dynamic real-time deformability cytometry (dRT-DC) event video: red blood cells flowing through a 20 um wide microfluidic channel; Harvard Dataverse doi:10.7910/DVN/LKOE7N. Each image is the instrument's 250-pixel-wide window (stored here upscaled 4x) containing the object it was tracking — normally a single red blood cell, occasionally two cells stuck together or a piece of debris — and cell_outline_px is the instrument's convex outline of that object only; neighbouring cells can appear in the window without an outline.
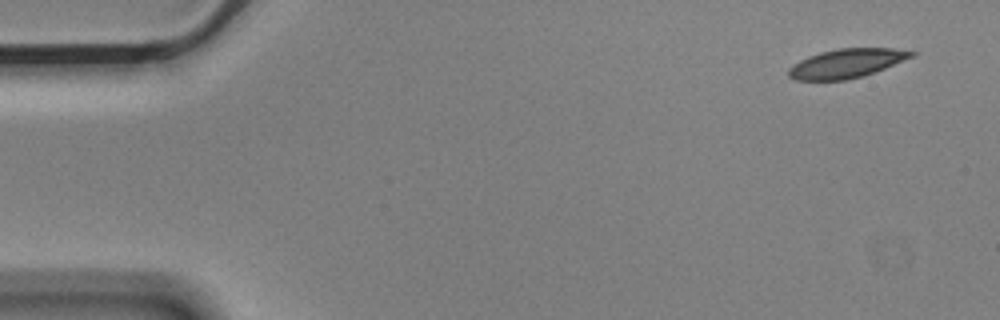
{"species": "Egyptian fruit bat (a non-hibernating species)", "species_latin": "Rousettus aegyptiacus", "temperature_condition": "cold", "stored_images_in_passage": 5, "segment_of_instrument_passage": [1, 2], "camera_frame_rate_fps": 3000, "um_per_image_px": 0.085, "animal": {"sex": "male"}, "frame": {"image": 1, "passage_image": 1, "time_ms": 0.0, "image_size_px": [1000, 320], "cell_outline_px": [[916, 56], [864, 76], [844, 80], [796, 80], [788, 76], [788, 68], [792, 64], [808, 56], [820, 52], [836, 48], [892, 48], [916, 52]], "centroid_in_image_um": [71.96, 5.38], "position_along_channel_um": 13.0, "area_um2": 20.92}}
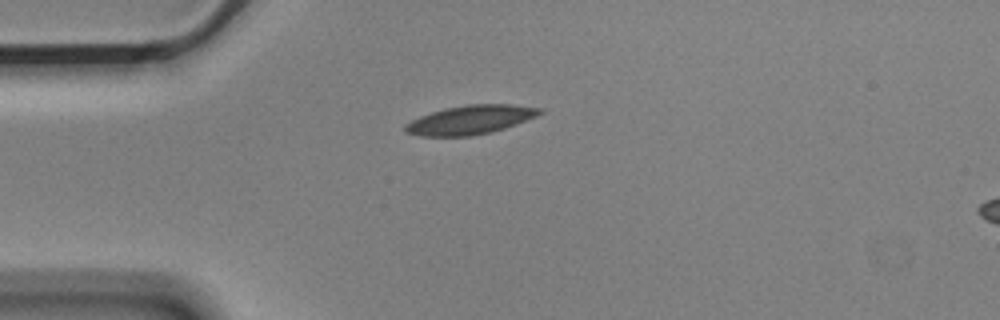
{"frame": {"image": 2, "passage_image": 4, "time_ms": 1.0, "image_size_px": [1000, 320], "cell_outline_px": [[544, 112], [536, 116], [504, 128], [492, 132], [472, 136], [420, 136], [404, 132], [404, 124], [420, 116], [444, 108], [468, 104], [512, 104], [544, 108]], "centroid_in_image_um": [39.98, 10.18], "position_along_channel_um": 45.0, "area_um2": 22.77}}